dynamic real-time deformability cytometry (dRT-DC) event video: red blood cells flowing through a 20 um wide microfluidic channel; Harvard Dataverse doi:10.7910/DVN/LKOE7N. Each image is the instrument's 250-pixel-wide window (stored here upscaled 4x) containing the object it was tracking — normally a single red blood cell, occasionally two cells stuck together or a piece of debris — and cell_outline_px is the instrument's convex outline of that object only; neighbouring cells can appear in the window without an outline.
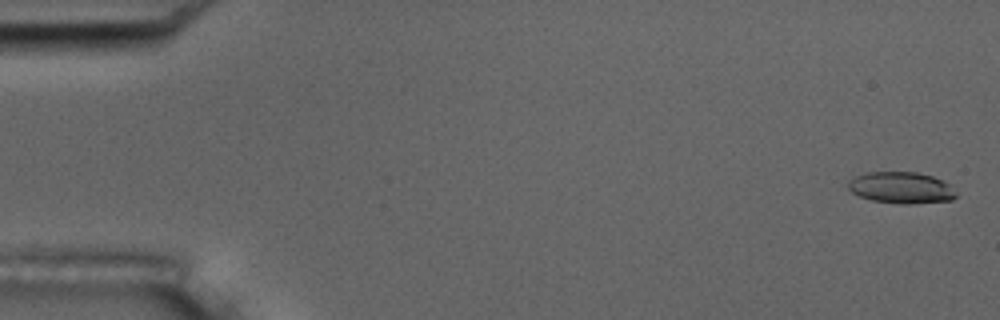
{"species": "common noctule bat (a hibernating species)", "species_latin": "Nyctalus noctula", "temperature_condition": "room temperature", "stored_images_in_passage": 9, "camera_frame_rate_fps": 3000, "um_per_image_px": 0.085, "animal": {"sex": "male", "body_mass_g": 17.5, "forearm_length_mm": 52.3}, "frame": {"image": 1, "passage_image": 2, "time_ms": 0.333, "image_size_px": [1000, 320], "cell_outline_px": [[956, 196], [952, 200], [908, 204], [900, 204], [872, 200], [860, 196], [852, 192], [848, 188], [848, 180], [852, 176], [864, 172], [916, 172], [932, 176], [944, 180], [952, 184], [956, 192]], "centroid_in_image_um": [76.61, 15.94], "position_along_channel_um": 8.4, "area_um2": 20.11}}